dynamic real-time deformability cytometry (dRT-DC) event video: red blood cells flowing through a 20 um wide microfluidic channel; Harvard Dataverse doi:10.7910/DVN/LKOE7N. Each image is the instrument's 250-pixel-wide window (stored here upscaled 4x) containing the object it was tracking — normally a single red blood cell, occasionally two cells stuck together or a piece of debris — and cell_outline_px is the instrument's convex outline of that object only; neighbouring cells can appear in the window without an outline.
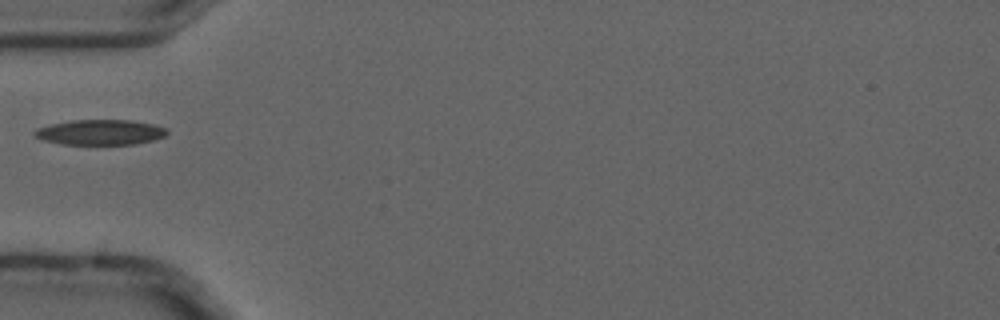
{"species": "common noctule bat (a hibernating species)", "species_latin": "Nyctalus noctula", "temperature_condition": "cold", "stored_images_in_passage": 3, "camera_frame_rate_fps": 3000, "um_per_image_px": 0.085, "animal": {"sex": "male", "forearm_length_mm": 52.5}, "frame": {"image": 1, "passage_image": 3, "time_ms": 0.667, "image_size_px": [1000, 320], "cell_outline_px": [[168, 132], [164, 136], [152, 140], [136, 144], [60, 144], [44, 140], [36, 136], [32, 132], [36, 128], [52, 124], [72, 120], [132, 120], [152, 124], [164, 128]], "centroid_in_image_um": [8.5, 11.24], "position_along_channel_um": 76.5, "area_um2": 19.31}}